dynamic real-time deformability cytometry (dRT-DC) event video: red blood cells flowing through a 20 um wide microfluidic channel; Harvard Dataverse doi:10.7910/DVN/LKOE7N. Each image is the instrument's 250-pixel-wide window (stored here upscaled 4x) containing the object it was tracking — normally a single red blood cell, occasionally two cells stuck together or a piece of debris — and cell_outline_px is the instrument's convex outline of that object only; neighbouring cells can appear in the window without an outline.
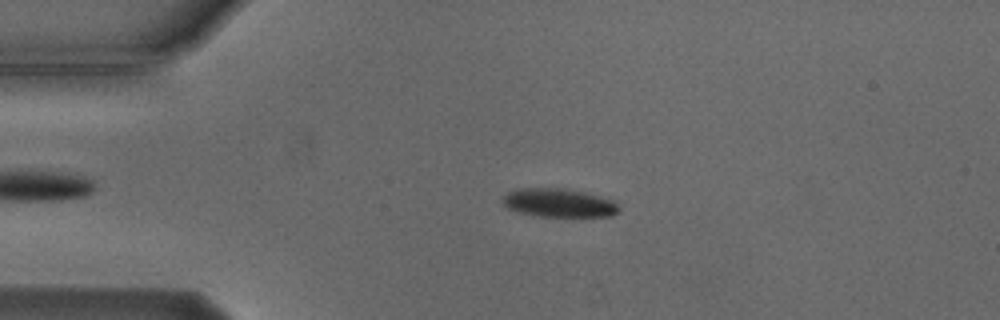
{"species": "Egyptian fruit bat (a non-hibernating species)", "species_latin": "Rousettus aegyptiacus", "temperature_condition": "cold", "stored_images_in_passage": 4, "camera_frame_rate_fps": 3000, "um_per_image_px": 0.085, "animal": {"sex": "male"}, "frame": {"image": 1, "passage_image": 3, "time_ms": 2.333, "image_size_px": [1000, 320], "cell_outline_px": [[620, 208], [612, 216], [536, 216], [520, 212], [508, 208], [504, 204], [504, 196], [508, 192], [516, 188], [564, 188], [584, 192], [616, 200]], "centroid_in_image_um": [47.54, 17.23], "position_along_channel_um": 37.5, "area_um2": 19.31}}